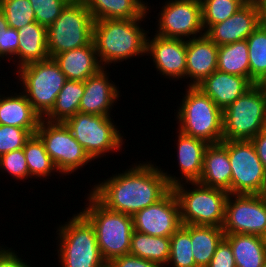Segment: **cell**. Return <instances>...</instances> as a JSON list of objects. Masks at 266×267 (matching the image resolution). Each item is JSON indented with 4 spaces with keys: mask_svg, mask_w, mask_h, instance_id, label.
I'll return each mask as SVG.
<instances>
[{
    "mask_svg": "<svg viewBox=\"0 0 266 267\" xmlns=\"http://www.w3.org/2000/svg\"><path fill=\"white\" fill-rule=\"evenodd\" d=\"M131 163L122 173H112L87 190L107 209L133 216L162 199L172 187L160 164L152 160Z\"/></svg>",
    "mask_w": 266,
    "mask_h": 267,
    "instance_id": "6da1fadb",
    "label": "cell"
},
{
    "mask_svg": "<svg viewBox=\"0 0 266 267\" xmlns=\"http://www.w3.org/2000/svg\"><path fill=\"white\" fill-rule=\"evenodd\" d=\"M148 15L149 13L146 11L140 18L130 20L94 21L93 42L103 67L109 69L110 65L116 67L118 66L116 64L121 65L122 62L130 61L132 58H146L144 56H146L149 30H145L146 25L143 26V24L151 19L149 18L151 16Z\"/></svg>",
    "mask_w": 266,
    "mask_h": 267,
    "instance_id": "7a4b0ae2",
    "label": "cell"
},
{
    "mask_svg": "<svg viewBox=\"0 0 266 267\" xmlns=\"http://www.w3.org/2000/svg\"><path fill=\"white\" fill-rule=\"evenodd\" d=\"M174 112L177 130L207 144L223 140V111L197 86H185Z\"/></svg>",
    "mask_w": 266,
    "mask_h": 267,
    "instance_id": "3957f363",
    "label": "cell"
},
{
    "mask_svg": "<svg viewBox=\"0 0 266 267\" xmlns=\"http://www.w3.org/2000/svg\"><path fill=\"white\" fill-rule=\"evenodd\" d=\"M80 213L94 227L100 253L105 262L129 254L134 231L133 218L107 209L90 192Z\"/></svg>",
    "mask_w": 266,
    "mask_h": 267,
    "instance_id": "277c9868",
    "label": "cell"
},
{
    "mask_svg": "<svg viewBox=\"0 0 266 267\" xmlns=\"http://www.w3.org/2000/svg\"><path fill=\"white\" fill-rule=\"evenodd\" d=\"M58 267H101L105 261L99 250L96 233L90 222L80 213L56 223Z\"/></svg>",
    "mask_w": 266,
    "mask_h": 267,
    "instance_id": "5b68a950",
    "label": "cell"
},
{
    "mask_svg": "<svg viewBox=\"0 0 266 267\" xmlns=\"http://www.w3.org/2000/svg\"><path fill=\"white\" fill-rule=\"evenodd\" d=\"M172 190L179 203L182 225L223 226L229 195L226 190L198 182L180 183L173 186Z\"/></svg>",
    "mask_w": 266,
    "mask_h": 267,
    "instance_id": "8992f818",
    "label": "cell"
},
{
    "mask_svg": "<svg viewBox=\"0 0 266 267\" xmlns=\"http://www.w3.org/2000/svg\"><path fill=\"white\" fill-rule=\"evenodd\" d=\"M113 119L111 116L77 112L64 123L94 163H98L100 160L97 159L106 158L107 154L112 155L125 150L124 131L121 133L118 123L115 124Z\"/></svg>",
    "mask_w": 266,
    "mask_h": 267,
    "instance_id": "52a82bcc",
    "label": "cell"
},
{
    "mask_svg": "<svg viewBox=\"0 0 266 267\" xmlns=\"http://www.w3.org/2000/svg\"><path fill=\"white\" fill-rule=\"evenodd\" d=\"M13 75L16 77V83H13L18 84L16 87L27 97L41 119L51 111L67 80L53 58L27 64L13 72Z\"/></svg>",
    "mask_w": 266,
    "mask_h": 267,
    "instance_id": "ba28073f",
    "label": "cell"
},
{
    "mask_svg": "<svg viewBox=\"0 0 266 267\" xmlns=\"http://www.w3.org/2000/svg\"><path fill=\"white\" fill-rule=\"evenodd\" d=\"M94 20L83 0H71L52 25L47 27L50 58L88 45L93 40Z\"/></svg>",
    "mask_w": 266,
    "mask_h": 267,
    "instance_id": "9c48e42d",
    "label": "cell"
},
{
    "mask_svg": "<svg viewBox=\"0 0 266 267\" xmlns=\"http://www.w3.org/2000/svg\"><path fill=\"white\" fill-rule=\"evenodd\" d=\"M266 127V93L254 84L223 111V140H251Z\"/></svg>",
    "mask_w": 266,
    "mask_h": 267,
    "instance_id": "30bf717a",
    "label": "cell"
},
{
    "mask_svg": "<svg viewBox=\"0 0 266 267\" xmlns=\"http://www.w3.org/2000/svg\"><path fill=\"white\" fill-rule=\"evenodd\" d=\"M36 134L45 145L62 179L83 170L94 161L80 143L73 137L64 122H49L41 119ZM79 169V170H78Z\"/></svg>",
    "mask_w": 266,
    "mask_h": 267,
    "instance_id": "8fae6325",
    "label": "cell"
},
{
    "mask_svg": "<svg viewBox=\"0 0 266 267\" xmlns=\"http://www.w3.org/2000/svg\"><path fill=\"white\" fill-rule=\"evenodd\" d=\"M164 5H163V4ZM154 16L151 32L165 38L189 40L205 34L200 0H166ZM156 17V18H155ZM154 31V32H153Z\"/></svg>",
    "mask_w": 266,
    "mask_h": 267,
    "instance_id": "7c38bea8",
    "label": "cell"
},
{
    "mask_svg": "<svg viewBox=\"0 0 266 267\" xmlns=\"http://www.w3.org/2000/svg\"><path fill=\"white\" fill-rule=\"evenodd\" d=\"M231 194H262L266 170L251 140H228Z\"/></svg>",
    "mask_w": 266,
    "mask_h": 267,
    "instance_id": "4fadbf2b",
    "label": "cell"
},
{
    "mask_svg": "<svg viewBox=\"0 0 266 267\" xmlns=\"http://www.w3.org/2000/svg\"><path fill=\"white\" fill-rule=\"evenodd\" d=\"M225 234L266 236V202L261 194H229L222 226Z\"/></svg>",
    "mask_w": 266,
    "mask_h": 267,
    "instance_id": "5bb4252c",
    "label": "cell"
},
{
    "mask_svg": "<svg viewBox=\"0 0 266 267\" xmlns=\"http://www.w3.org/2000/svg\"><path fill=\"white\" fill-rule=\"evenodd\" d=\"M150 32L149 29L146 61L151 59L153 68L161 78L173 80V83L186 81V40L165 38Z\"/></svg>",
    "mask_w": 266,
    "mask_h": 267,
    "instance_id": "9a60e30c",
    "label": "cell"
},
{
    "mask_svg": "<svg viewBox=\"0 0 266 267\" xmlns=\"http://www.w3.org/2000/svg\"><path fill=\"white\" fill-rule=\"evenodd\" d=\"M132 218L135 231L151 236L170 237L182 226L179 203L172 189Z\"/></svg>",
    "mask_w": 266,
    "mask_h": 267,
    "instance_id": "2e32d148",
    "label": "cell"
},
{
    "mask_svg": "<svg viewBox=\"0 0 266 267\" xmlns=\"http://www.w3.org/2000/svg\"><path fill=\"white\" fill-rule=\"evenodd\" d=\"M175 133L178 134L175 136V140L173 139L176 144L174 153L177 155L174 158H177L175 162L178 163V166H175L179 167L178 172L171 174L167 169L162 168L171 187L184 182L199 181L203 168V155L209 145L205 141L187 136L177 129Z\"/></svg>",
    "mask_w": 266,
    "mask_h": 267,
    "instance_id": "e0dca14e",
    "label": "cell"
},
{
    "mask_svg": "<svg viewBox=\"0 0 266 267\" xmlns=\"http://www.w3.org/2000/svg\"><path fill=\"white\" fill-rule=\"evenodd\" d=\"M110 73L112 72L104 67L84 81L85 91L80 100V113L113 117V108L120 101L122 94L119 84L117 86L116 82L112 81Z\"/></svg>",
    "mask_w": 266,
    "mask_h": 267,
    "instance_id": "ac0fdd59",
    "label": "cell"
},
{
    "mask_svg": "<svg viewBox=\"0 0 266 267\" xmlns=\"http://www.w3.org/2000/svg\"><path fill=\"white\" fill-rule=\"evenodd\" d=\"M259 26L258 10L249 0L239 11L224 22L212 25L206 32L217 46L246 40Z\"/></svg>",
    "mask_w": 266,
    "mask_h": 267,
    "instance_id": "d6986e66",
    "label": "cell"
},
{
    "mask_svg": "<svg viewBox=\"0 0 266 267\" xmlns=\"http://www.w3.org/2000/svg\"><path fill=\"white\" fill-rule=\"evenodd\" d=\"M218 46L205 34L186 40V86H197L217 70Z\"/></svg>",
    "mask_w": 266,
    "mask_h": 267,
    "instance_id": "ffe728a7",
    "label": "cell"
},
{
    "mask_svg": "<svg viewBox=\"0 0 266 267\" xmlns=\"http://www.w3.org/2000/svg\"><path fill=\"white\" fill-rule=\"evenodd\" d=\"M253 85L246 77L231 75L216 70L197 85V87L224 111Z\"/></svg>",
    "mask_w": 266,
    "mask_h": 267,
    "instance_id": "44dd1931",
    "label": "cell"
},
{
    "mask_svg": "<svg viewBox=\"0 0 266 267\" xmlns=\"http://www.w3.org/2000/svg\"><path fill=\"white\" fill-rule=\"evenodd\" d=\"M231 165L228 157V140L209 144L203 155V168L198 183L226 190L231 194Z\"/></svg>",
    "mask_w": 266,
    "mask_h": 267,
    "instance_id": "7402d4cb",
    "label": "cell"
},
{
    "mask_svg": "<svg viewBox=\"0 0 266 267\" xmlns=\"http://www.w3.org/2000/svg\"><path fill=\"white\" fill-rule=\"evenodd\" d=\"M13 90L6 92L4 89L0 96V125L20 127L36 134L41 117L18 87Z\"/></svg>",
    "mask_w": 266,
    "mask_h": 267,
    "instance_id": "603a6c76",
    "label": "cell"
},
{
    "mask_svg": "<svg viewBox=\"0 0 266 267\" xmlns=\"http://www.w3.org/2000/svg\"><path fill=\"white\" fill-rule=\"evenodd\" d=\"M68 80L85 81L104 68L97 56L93 40L83 47L53 57Z\"/></svg>",
    "mask_w": 266,
    "mask_h": 267,
    "instance_id": "cb8c5ba5",
    "label": "cell"
},
{
    "mask_svg": "<svg viewBox=\"0 0 266 267\" xmlns=\"http://www.w3.org/2000/svg\"><path fill=\"white\" fill-rule=\"evenodd\" d=\"M19 45L17 55L10 61L15 70L34 62L50 58L47 50V28L37 22L17 30Z\"/></svg>",
    "mask_w": 266,
    "mask_h": 267,
    "instance_id": "d4e9b609",
    "label": "cell"
},
{
    "mask_svg": "<svg viewBox=\"0 0 266 267\" xmlns=\"http://www.w3.org/2000/svg\"><path fill=\"white\" fill-rule=\"evenodd\" d=\"M230 243L236 267H262L266 260L265 238L249 234H225Z\"/></svg>",
    "mask_w": 266,
    "mask_h": 267,
    "instance_id": "484cf974",
    "label": "cell"
},
{
    "mask_svg": "<svg viewBox=\"0 0 266 267\" xmlns=\"http://www.w3.org/2000/svg\"><path fill=\"white\" fill-rule=\"evenodd\" d=\"M93 20L140 18L147 9L138 0H83Z\"/></svg>",
    "mask_w": 266,
    "mask_h": 267,
    "instance_id": "4316f807",
    "label": "cell"
},
{
    "mask_svg": "<svg viewBox=\"0 0 266 267\" xmlns=\"http://www.w3.org/2000/svg\"><path fill=\"white\" fill-rule=\"evenodd\" d=\"M192 252L197 267H207L224 238L222 227L189 225Z\"/></svg>",
    "mask_w": 266,
    "mask_h": 267,
    "instance_id": "83f0119b",
    "label": "cell"
},
{
    "mask_svg": "<svg viewBox=\"0 0 266 267\" xmlns=\"http://www.w3.org/2000/svg\"><path fill=\"white\" fill-rule=\"evenodd\" d=\"M129 254L166 267L170 257V237L151 236L134 230Z\"/></svg>",
    "mask_w": 266,
    "mask_h": 267,
    "instance_id": "f1b7e54d",
    "label": "cell"
},
{
    "mask_svg": "<svg viewBox=\"0 0 266 267\" xmlns=\"http://www.w3.org/2000/svg\"><path fill=\"white\" fill-rule=\"evenodd\" d=\"M23 152L28 165L29 175L32 179L47 181L53 174L55 176L61 175L46 152L43 141L37 134L31 135L26 141Z\"/></svg>",
    "mask_w": 266,
    "mask_h": 267,
    "instance_id": "f546056e",
    "label": "cell"
},
{
    "mask_svg": "<svg viewBox=\"0 0 266 267\" xmlns=\"http://www.w3.org/2000/svg\"><path fill=\"white\" fill-rule=\"evenodd\" d=\"M84 81L66 80L58 93L51 111L43 118L49 122H65L79 112L80 100L84 95Z\"/></svg>",
    "mask_w": 266,
    "mask_h": 267,
    "instance_id": "4dcf8cb0",
    "label": "cell"
},
{
    "mask_svg": "<svg viewBox=\"0 0 266 267\" xmlns=\"http://www.w3.org/2000/svg\"><path fill=\"white\" fill-rule=\"evenodd\" d=\"M217 70L249 79V49L246 40L218 46Z\"/></svg>",
    "mask_w": 266,
    "mask_h": 267,
    "instance_id": "1f68e13d",
    "label": "cell"
},
{
    "mask_svg": "<svg viewBox=\"0 0 266 267\" xmlns=\"http://www.w3.org/2000/svg\"><path fill=\"white\" fill-rule=\"evenodd\" d=\"M246 41L249 49V80L256 84L266 73V31L258 26Z\"/></svg>",
    "mask_w": 266,
    "mask_h": 267,
    "instance_id": "d6a6232c",
    "label": "cell"
},
{
    "mask_svg": "<svg viewBox=\"0 0 266 267\" xmlns=\"http://www.w3.org/2000/svg\"><path fill=\"white\" fill-rule=\"evenodd\" d=\"M191 246L189 225H182L170 236V257L166 267H197Z\"/></svg>",
    "mask_w": 266,
    "mask_h": 267,
    "instance_id": "836d02e7",
    "label": "cell"
},
{
    "mask_svg": "<svg viewBox=\"0 0 266 267\" xmlns=\"http://www.w3.org/2000/svg\"><path fill=\"white\" fill-rule=\"evenodd\" d=\"M202 24L205 32L214 24L224 22L239 11L249 0H200Z\"/></svg>",
    "mask_w": 266,
    "mask_h": 267,
    "instance_id": "e575fe53",
    "label": "cell"
},
{
    "mask_svg": "<svg viewBox=\"0 0 266 267\" xmlns=\"http://www.w3.org/2000/svg\"><path fill=\"white\" fill-rule=\"evenodd\" d=\"M0 9L3 11L8 26L19 30L36 22V17L29 0H2Z\"/></svg>",
    "mask_w": 266,
    "mask_h": 267,
    "instance_id": "d590c367",
    "label": "cell"
},
{
    "mask_svg": "<svg viewBox=\"0 0 266 267\" xmlns=\"http://www.w3.org/2000/svg\"><path fill=\"white\" fill-rule=\"evenodd\" d=\"M0 172L7 174L13 179L14 182L21 181L24 183L32 180L29 175L28 165L25 159L23 148L11 151L0 156ZM28 179V181H27ZM26 180V181H25Z\"/></svg>",
    "mask_w": 266,
    "mask_h": 267,
    "instance_id": "8d00e7d4",
    "label": "cell"
},
{
    "mask_svg": "<svg viewBox=\"0 0 266 267\" xmlns=\"http://www.w3.org/2000/svg\"><path fill=\"white\" fill-rule=\"evenodd\" d=\"M34 10L36 22L49 27L61 15L71 0H29Z\"/></svg>",
    "mask_w": 266,
    "mask_h": 267,
    "instance_id": "74e56055",
    "label": "cell"
},
{
    "mask_svg": "<svg viewBox=\"0 0 266 267\" xmlns=\"http://www.w3.org/2000/svg\"><path fill=\"white\" fill-rule=\"evenodd\" d=\"M31 135L24 128L0 125V156L23 148Z\"/></svg>",
    "mask_w": 266,
    "mask_h": 267,
    "instance_id": "f35d334b",
    "label": "cell"
},
{
    "mask_svg": "<svg viewBox=\"0 0 266 267\" xmlns=\"http://www.w3.org/2000/svg\"><path fill=\"white\" fill-rule=\"evenodd\" d=\"M19 37L16 29L8 27L6 32L0 36V63L1 61H11L18 52ZM2 64H0L1 66Z\"/></svg>",
    "mask_w": 266,
    "mask_h": 267,
    "instance_id": "ab89813d",
    "label": "cell"
},
{
    "mask_svg": "<svg viewBox=\"0 0 266 267\" xmlns=\"http://www.w3.org/2000/svg\"><path fill=\"white\" fill-rule=\"evenodd\" d=\"M207 267H236L230 243L223 238Z\"/></svg>",
    "mask_w": 266,
    "mask_h": 267,
    "instance_id": "60d3db41",
    "label": "cell"
},
{
    "mask_svg": "<svg viewBox=\"0 0 266 267\" xmlns=\"http://www.w3.org/2000/svg\"><path fill=\"white\" fill-rule=\"evenodd\" d=\"M19 253H21L19 250L17 252L15 248L7 247L5 242L4 245L0 243V267H38L35 264L32 265L31 260L28 262L23 259L22 254L19 255Z\"/></svg>",
    "mask_w": 266,
    "mask_h": 267,
    "instance_id": "b9f144b4",
    "label": "cell"
},
{
    "mask_svg": "<svg viewBox=\"0 0 266 267\" xmlns=\"http://www.w3.org/2000/svg\"><path fill=\"white\" fill-rule=\"evenodd\" d=\"M110 263L113 267H159L156 263L151 262L150 260H146L132 254L117 257Z\"/></svg>",
    "mask_w": 266,
    "mask_h": 267,
    "instance_id": "7bdbcfd3",
    "label": "cell"
},
{
    "mask_svg": "<svg viewBox=\"0 0 266 267\" xmlns=\"http://www.w3.org/2000/svg\"><path fill=\"white\" fill-rule=\"evenodd\" d=\"M251 141L255 146L259 159L263 163L264 169L266 170V127L252 138Z\"/></svg>",
    "mask_w": 266,
    "mask_h": 267,
    "instance_id": "ee69618b",
    "label": "cell"
},
{
    "mask_svg": "<svg viewBox=\"0 0 266 267\" xmlns=\"http://www.w3.org/2000/svg\"><path fill=\"white\" fill-rule=\"evenodd\" d=\"M258 10L259 26L266 31V0H253Z\"/></svg>",
    "mask_w": 266,
    "mask_h": 267,
    "instance_id": "f6af8a7d",
    "label": "cell"
},
{
    "mask_svg": "<svg viewBox=\"0 0 266 267\" xmlns=\"http://www.w3.org/2000/svg\"><path fill=\"white\" fill-rule=\"evenodd\" d=\"M8 27L9 26L5 18V15L3 11L0 9V36L2 35L3 32H6Z\"/></svg>",
    "mask_w": 266,
    "mask_h": 267,
    "instance_id": "bcb514c9",
    "label": "cell"
},
{
    "mask_svg": "<svg viewBox=\"0 0 266 267\" xmlns=\"http://www.w3.org/2000/svg\"><path fill=\"white\" fill-rule=\"evenodd\" d=\"M256 84L266 93V73Z\"/></svg>",
    "mask_w": 266,
    "mask_h": 267,
    "instance_id": "7dc6e473",
    "label": "cell"
},
{
    "mask_svg": "<svg viewBox=\"0 0 266 267\" xmlns=\"http://www.w3.org/2000/svg\"><path fill=\"white\" fill-rule=\"evenodd\" d=\"M146 9L147 12L150 14L151 13V3H148L147 1L145 2V0H138Z\"/></svg>",
    "mask_w": 266,
    "mask_h": 267,
    "instance_id": "c3c4849f",
    "label": "cell"
},
{
    "mask_svg": "<svg viewBox=\"0 0 266 267\" xmlns=\"http://www.w3.org/2000/svg\"><path fill=\"white\" fill-rule=\"evenodd\" d=\"M101 267H113L110 262H105Z\"/></svg>",
    "mask_w": 266,
    "mask_h": 267,
    "instance_id": "681fc988",
    "label": "cell"
},
{
    "mask_svg": "<svg viewBox=\"0 0 266 267\" xmlns=\"http://www.w3.org/2000/svg\"><path fill=\"white\" fill-rule=\"evenodd\" d=\"M262 197L264 198L265 202H266V187L264 188L263 192H262Z\"/></svg>",
    "mask_w": 266,
    "mask_h": 267,
    "instance_id": "f907efd6",
    "label": "cell"
},
{
    "mask_svg": "<svg viewBox=\"0 0 266 267\" xmlns=\"http://www.w3.org/2000/svg\"><path fill=\"white\" fill-rule=\"evenodd\" d=\"M0 85H3V84H1V80H0ZM1 88H3V87H0V96L3 94L2 92H4V91H2Z\"/></svg>",
    "mask_w": 266,
    "mask_h": 267,
    "instance_id": "816d5d0a",
    "label": "cell"
},
{
    "mask_svg": "<svg viewBox=\"0 0 266 267\" xmlns=\"http://www.w3.org/2000/svg\"><path fill=\"white\" fill-rule=\"evenodd\" d=\"M262 267H266V260H265V262H264V264H263V266Z\"/></svg>",
    "mask_w": 266,
    "mask_h": 267,
    "instance_id": "f5cc1de1",
    "label": "cell"
}]
</instances>
